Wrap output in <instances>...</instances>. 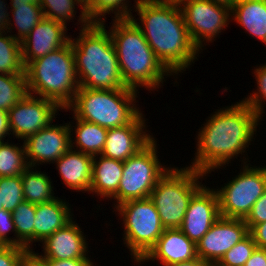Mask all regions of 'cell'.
<instances>
[{
  "mask_svg": "<svg viewBox=\"0 0 266 266\" xmlns=\"http://www.w3.org/2000/svg\"><path fill=\"white\" fill-rule=\"evenodd\" d=\"M214 113L199 128L195 157L192 165L187 166L207 176L222 166L224 168L239 154L244 155L241 164L250 162L244 153H247L251 141L255 140L254 135L262 121L242 100Z\"/></svg>",
  "mask_w": 266,
  "mask_h": 266,
  "instance_id": "cell-1",
  "label": "cell"
},
{
  "mask_svg": "<svg viewBox=\"0 0 266 266\" xmlns=\"http://www.w3.org/2000/svg\"><path fill=\"white\" fill-rule=\"evenodd\" d=\"M134 1L139 18L132 15L130 19L142 31L156 57L173 76L189 69L201 52L191 41L180 6L154 0Z\"/></svg>",
  "mask_w": 266,
  "mask_h": 266,
  "instance_id": "cell-2",
  "label": "cell"
},
{
  "mask_svg": "<svg viewBox=\"0 0 266 266\" xmlns=\"http://www.w3.org/2000/svg\"><path fill=\"white\" fill-rule=\"evenodd\" d=\"M112 20L108 31L125 86L136 91L139 87L157 90L166 82L165 78L173 74L156 57L142 31L130 18Z\"/></svg>",
  "mask_w": 266,
  "mask_h": 266,
  "instance_id": "cell-3",
  "label": "cell"
},
{
  "mask_svg": "<svg viewBox=\"0 0 266 266\" xmlns=\"http://www.w3.org/2000/svg\"><path fill=\"white\" fill-rule=\"evenodd\" d=\"M105 23H91L71 37L79 87L107 90L125 86L116 51Z\"/></svg>",
  "mask_w": 266,
  "mask_h": 266,
  "instance_id": "cell-4",
  "label": "cell"
},
{
  "mask_svg": "<svg viewBox=\"0 0 266 266\" xmlns=\"http://www.w3.org/2000/svg\"><path fill=\"white\" fill-rule=\"evenodd\" d=\"M26 92L66 109L79 90L72 41L25 67Z\"/></svg>",
  "mask_w": 266,
  "mask_h": 266,
  "instance_id": "cell-5",
  "label": "cell"
},
{
  "mask_svg": "<svg viewBox=\"0 0 266 266\" xmlns=\"http://www.w3.org/2000/svg\"><path fill=\"white\" fill-rule=\"evenodd\" d=\"M139 92L131 88L89 89L79 87L72 103L64 109L74 118L115 128L129 125L142 111L136 105Z\"/></svg>",
  "mask_w": 266,
  "mask_h": 266,
  "instance_id": "cell-6",
  "label": "cell"
},
{
  "mask_svg": "<svg viewBox=\"0 0 266 266\" xmlns=\"http://www.w3.org/2000/svg\"><path fill=\"white\" fill-rule=\"evenodd\" d=\"M206 174L193 168L170 167L150 194L164 228H179L192 196L203 186ZM201 180V182L199 181Z\"/></svg>",
  "mask_w": 266,
  "mask_h": 266,
  "instance_id": "cell-7",
  "label": "cell"
},
{
  "mask_svg": "<svg viewBox=\"0 0 266 266\" xmlns=\"http://www.w3.org/2000/svg\"><path fill=\"white\" fill-rule=\"evenodd\" d=\"M114 211L121 216V224H124L123 242L130 251L133 263L137 264L165 230L159 213L149 197L126 201Z\"/></svg>",
  "mask_w": 266,
  "mask_h": 266,
  "instance_id": "cell-8",
  "label": "cell"
},
{
  "mask_svg": "<svg viewBox=\"0 0 266 266\" xmlns=\"http://www.w3.org/2000/svg\"><path fill=\"white\" fill-rule=\"evenodd\" d=\"M157 148V141L153 137L136 154L123 162L118 191L111 197L116 200L114 208L126 201L150 197L157 181L170 169L159 161Z\"/></svg>",
  "mask_w": 266,
  "mask_h": 266,
  "instance_id": "cell-9",
  "label": "cell"
},
{
  "mask_svg": "<svg viewBox=\"0 0 266 266\" xmlns=\"http://www.w3.org/2000/svg\"><path fill=\"white\" fill-rule=\"evenodd\" d=\"M251 166L241 165L240 173L216 190L222 217L245 219L266 190V165Z\"/></svg>",
  "mask_w": 266,
  "mask_h": 266,
  "instance_id": "cell-10",
  "label": "cell"
},
{
  "mask_svg": "<svg viewBox=\"0 0 266 266\" xmlns=\"http://www.w3.org/2000/svg\"><path fill=\"white\" fill-rule=\"evenodd\" d=\"M180 8L191 41L199 51L207 42L215 41L231 22V10L209 0H187Z\"/></svg>",
  "mask_w": 266,
  "mask_h": 266,
  "instance_id": "cell-11",
  "label": "cell"
},
{
  "mask_svg": "<svg viewBox=\"0 0 266 266\" xmlns=\"http://www.w3.org/2000/svg\"><path fill=\"white\" fill-rule=\"evenodd\" d=\"M60 109L51 100L26 93L7 112L10 135L24 141L30 135L53 123Z\"/></svg>",
  "mask_w": 266,
  "mask_h": 266,
  "instance_id": "cell-12",
  "label": "cell"
},
{
  "mask_svg": "<svg viewBox=\"0 0 266 266\" xmlns=\"http://www.w3.org/2000/svg\"><path fill=\"white\" fill-rule=\"evenodd\" d=\"M248 234L244 219L221 216L196 244L197 257L215 266L226 252Z\"/></svg>",
  "mask_w": 266,
  "mask_h": 266,
  "instance_id": "cell-13",
  "label": "cell"
},
{
  "mask_svg": "<svg viewBox=\"0 0 266 266\" xmlns=\"http://www.w3.org/2000/svg\"><path fill=\"white\" fill-rule=\"evenodd\" d=\"M27 162L30 167L56 162L71 148L69 123L50 124L30 135L24 141Z\"/></svg>",
  "mask_w": 266,
  "mask_h": 266,
  "instance_id": "cell-14",
  "label": "cell"
},
{
  "mask_svg": "<svg viewBox=\"0 0 266 266\" xmlns=\"http://www.w3.org/2000/svg\"><path fill=\"white\" fill-rule=\"evenodd\" d=\"M220 217L216 189L203 185L190 199L179 229L197 244Z\"/></svg>",
  "mask_w": 266,
  "mask_h": 266,
  "instance_id": "cell-15",
  "label": "cell"
},
{
  "mask_svg": "<svg viewBox=\"0 0 266 266\" xmlns=\"http://www.w3.org/2000/svg\"><path fill=\"white\" fill-rule=\"evenodd\" d=\"M143 115L141 112L129 125L109 128L101 155L124 162L143 148L154 137L146 133Z\"/></svg>",
  "mask_w": 266,
  "mask_h": 266,
  "instance_id": "cell-16",
  "label": "cell"
},
{
  "mask_svg": "<svg viewBox=\"0 0 266 266\" xmlns=\"http://www.w3.org/2000/svg\"><path fill=\"white\" fill-rule=\"evenodd\" d=\"M67 30V25L44 17L21 41L24 67L66 45L71 40V36L66 34Z\"/></svg>",
  "mask_w": 266,
  "mask_h": 266,
  "instance_id": "cell-17",
  "label": "cell"
},
{
  "mask_svg": "<svg viewBox=\"0 0 266 266\" xmlns=\"http://www.w3.org/2000/svg\"><path fill=\"white\" fill-rule=\"evenodd\" d=\"M71 220L62 229L55 231L43 242V254L32 251L39 259H75L89 258L88 241L78 223Z\"/></svg>",
  "mask_w": 266,
  "mask_h": 266,
  "instance_id": "cell-18",
  "label": "cell"
},
{
  "mask_svg": "<svg viewBox=\"0 0 266 266\" xmlns=\"http://www.w3.org/2000/svg\"><path fill=\"white\" fill-rule=\"evenodd\" d=\"M197 258L196 244L179 228H166L150 251L137 263L158 261L163 266Z\"/></svg>",
  "mask_w": 266,
  "mask_h": 266,
  "instance_id": "cell-19",
  "label": "cell"
},
{
  "mask_svg": "<svg viewBox=\"0 0 266 266\" xmlns=\"http://www.w3.org/2000/svg\"><path fill=\"white\" fill-rule=\"evenodd\" d=\"M54 163L67 188L90 192L93 156L70 148Z\"/></svg>",
  "mask_w": 266,
  "mask_h": 266,
  "instance_id": "cell-20",
  "label": "cell"
},
{
  "mask_svg": "<svg viewBox=\"0 0 266 266\" xmlns=\"http://www.w3.org/2000/svg\"><path fill=\"white\" fill-rule=\"evenodd\" d=\"M69 205L68 202L58 197L52 201L36 205L34 242H43L73 219Z\"/></svg>",
  "mask_w": 266,
  "mask_h": 266,
  "instance_id": "cell-21",
  "label": "cell"
},
{
  "mask_svg": "<svg viewBox=\"0 0 266 266\" xmlns=\"http://www.w3.org/2000/svg\"><path fill=\"white\" fill-rule=\"evenodd\" d=\"M6 0H0V26L6 31L11 33L12 29H18L17 35L12 36L18 41H22L29 32L44 18L42 7L38 4H16L11 6V11L6 7L4 2ZM10 13H12L13 19H11ZM13 21V23L11 22ZM15 22V23H14ZM8 29V30H7Z\"/></svg>",
  "mask_w": 266,
  "mask_h": 266,
  "instance_id": "cell-22",
  "label": "cell"
},
{
  "mask_svg": "<svg viewBox=\"0 0 266 266\" xmlns=\"http://www.w3.org/2000/svg\"><path fill=\"white\" fill-rule=\"evenodd\" d=\"M99 156H93L90 194L94 193L97 197L111 199L118 191L123 173V162L102 155Z\"/></svg>",
  "mask_w": 266,
  "mask_h": 266,
  "instance_id": "cell-23",
  "label": "cell"
},
{
  "mask_svg": "<svg viewBox=\"0 0 266 266\" xmlns=\"http://www.w3.org/2000/svg\"><path fill=\"white\" fill-rule=\"evenodd\" d=\"M232 20L266 46V0H238L231 9Z\"/></svg>",
  "mask_w": 266,
  "mask_h": 266,
  "instance_id": "cell-24",
  "label": "cell"
},
{
  "mask_svg": "<svg viewBox=\"0 0 266 266\" xmlns=\"http://www.w3.org/2000/svg\"><path fill=\"white\" fill-rule=\"evenodd\" d=\"M73 119L76 121L75 126L70 124L72 122H69L70 131L72 133L71 148L91 156L101 155L108 129L92 122L74 118V116ZM73 133L76 138L73 136ZM74 147H76V149Z\"/></svg>",
  "mask_w": 266,
  "mask_h": 266,
  "instance_id": "cell-25",
  "label": "cell"
},
{
  "mask_svg": "<svg viewBox=\"0 0 266 266\" xmlns=\"http://www.w3.org/2000/svg\"><path fill=\"white\" fill-rule=\"evenodd\" d=\"M21 177L25 201L38 205L57 198L54 196V186L50 176L46 172L38 171L36 167L34 171V167L29 166Z\"/></svg>",
  "mask_w": 266,
  "mask_h": 266,
  "instance_id": "cell-26",
  "label": "cell"
},
{
  "mask_svg": "<svg viewBox=\"0 0 266 266\" xmlns=\"http://www.w3.org/2000/svg\"><path fill=\"white\" fill-rule=\"evenodd\" d=\"M77 4L81 7V13L77 20L79 22L78 25H81L79 28H86L92 22L88 19L84 3L81 0H40V6L42 7L44 17L61 22L65 25L68 21L70 22V20L74 19L77 13V7H75L78 6Z\"/></svg>",
  "mask_w": 266,
  "mask_h": 266,
  "instance_id": "cell-27",
  "label": "cell"
},
{
  "mask_svg": "<svg viewBox=\"0 0 266 266\" xmlns=\"http://www.w3.org/2000/svg\"><path fill=\"white\" fill-rule=\"evenodd\" d=\"M7 34L8 32L0 26V73L25 75L21 42L15 39L12 34Z\"/></svg>",
  "mask_w": 266,
  "mask_h": 266,
  "instance_id": "cell-28",
  "label": "cell"
},
{
  "mask_svg": "<svg viewBox=\"0 0 266 266\" xmlns=\"http://www.w3.org/2000/svg\"><path fill=\"white\" fill-rule=\"evenodd\" d=\"M12 215L16 228L17 247L26 248L29 252H32L36 205L24 200L17 205Z\"/></svg>",
  "mask_w": 266,
  "mask_h": 266,
  "instance_id": "cell-29",
  "label": "cell"
},
{
  "mask_svg": "<svg viewBox=\"0 0 266 266\" xmlns=\"http://www.w3.org/2000/svg\"><path fill=\"white\" fill-rule=\"evenodd\" d=\"M129 0H88L85 11L92 23H102L106 20V14H114V19H128L132 14ZM129 7V8H128ZM103 18H102V17ZM105 17V18H104Z\"/></svg>",
  "mask_w": 266,
  "mask_h": 266,
  "instance_id": "cell-30",
  "label": "cell"
},
{
  "mask_svg": "<svg viewBox=\"0 0 266 266\" xmlns=\"http://www.w3.org/2000/svg\"><path fill=\"white\" fill-rule=\"evenodd\" d=\"M8 141L7 139V142L3 141L0 145V177L22 175L29 167L24 142L19 146L18 143L11 144Z\"/></svg>",
  "mask_w": 266,
  "mask_h": 266,
  "instance_id": "cell-31",
  "label": "cell"
},
{
  "mask_svg": "<svg viewBox=\"0 0 266 266\" xmlns=\"http://www.w3.org/2000/svg\"><path fill=\"white\" fill-rule=\"evenodd\" d=\"M26 93L25 75L0 73V110L8 112Z\"/></svg>",
  "mask_w": 266,
  "mask_h": 266,
  "instance_id": "cell-32",
  "label": "cell"
},
{
  "mask_svg": "<svg viewBox=\"0 0 266 266\" xmlns=\"http://www.w3.org/2000/svg\"><path fill=\"white\" fill-rule=\"evenodd\" d=\"M0 197L3 209L11 212L24 201L21 175L0 177Z\"/></svg>",
  "mask_w": 266,
  "mask_h": 266,
  "instance_id": "cell-33",
  "label": "cell"
},
{
  "mask_svg": "<svg viewBox=\"0 0 266 266\" xmlns=\"http://www.w3.org/2000/svg\"><path fill=\"white\" fill-rule=\"evenodd\" d=\"M256 248L257 245L249 233L244 239L226 252L215 266H244Z\"/></svg>",
  "mask_w": 266,
  "mask_h": 266,
  "instance_id": "cell-34",
  "label": "cell"
},
{
  "mask_svg": "<svg viewBox=\"0 0 266 266\" xmlns=\"http://www.w3.org/2000/svg\"><path fill=\"white\" fill-rule=\"evenodd\" d=\"M254 79L257 81V91H253V93H249L250 95L243 98L242 101L247 104L262 120L264 107L266 106V63L262 64V66H256L254 68Z\"/></svg>",
  "mask_w": 266,
  "mask_h": 266,
  "instance_id": "cell-35",
  "label": "cell"
},
{
  "mask_svg": "<svg viewBox=\"0 0 266 266\" xmlns=\"http://www.w3.org/2000/svg\"><path fill=\"white\" fill-rule=\"evenodd\" d=\"M10 232H14V236L11 238ZM9 236V237H8ZM0 243L2 246H16L17 247V236L16 228L13 220L11 211L0 210Z\"/></svg>",
  "mask_w": 266,
  "mask_h": 266,
  "instance_id": "cell-36",
  "label": "cell"
},
{
  "mask_svg": "<svg viewBox=\"0 0 266 266\" xmlns=\"http://www.w3.org/2000/svg\"><path fill=\"white\" fill-rule=\"evenodd\" d=\"M29 251L16 246L0 247V266H22Z\"/></svg>",
  "mask_w": 266,
  "mask_h": 266,
  "instance_id": "cell-37",
  "label": "cell"
},
{
  "mask_svg": "<svg viewBox=\"0 0 266 266\" xmlns=\"http://www.w3.org/2000/svg\"><path fill=\"white\" fill-rule=\"evenodd\" d=\"M249 231L259 223L266 222V190L263 195L254 203L250 213L244 219Z\"/></svg>",
  "mask_w": 266,
  "mask_h": 266,
  "instance_id": "cell-38",
  "label": "cell"
},
{
  "mask_svg": "<svg viewBox=\"0 0 266 266\" xmlns=\"http://www.w3.org/2000/svg\"><path fill=\"white\" fill-rule=\"evenodd\" d=\"M48 266H95L90 258H75V259H41Z\"/></svg>",
  "mask_w": 266,
  "mask_h": 266,
  "instance_id": "cell-39",
  "label": "cell"
},
{
  "mask_svg": "<svg viewBox=\"0 0 266 266\" xmlns=\"http://www.w3.org/2000/svg\"><path fill=\"white\" fill-rule=\"evenodd\" d=\"M249 233L252 235L257 248L266 249V222L256 224Z\"/></svg>",
  "mask_w": 266,
  "mask_h": 266,
  "instance_id": "cell-40",
  "label": "cell"
},
{
  "mask_svg": "<svg viewBox=\"0 0 266 266\" xmlns=\"http://www.w3.org/2000/svg\"><path fill=\"white\" fill-rule=\"evenodd\" d=\"M244 266H266L265 249L256 248L251 257L246 261Z\"/></svg>",
  "mask_w": 266,
  "mask_h": 266,
  "instance_id": "cell-41",
  "label": "cell"
},
{
  "mask_svg": "<svg viewBox=\"0 0 266 266\" xmlns=\"http://www.w3.org/2000/svg\"><path fill=\"white\" fill-rule=\"evenodd\" d=\"M7 135L10 137L8 113L0 110V139H5Z\"/></svg>",
  "mask_w": 266,
  "mask_h": 266,
  "instance_id": "cell-42",
  "label": "cell"
},
{
  "mask_svg": "<svg viewBox=\"0 0 266 266\" xmlns=\"http://www.w3.org/2000/svg\"><path fill=\"white\" fill-rule=\"evenodd\" d=\"M22 266H48L44 261L39 259L33 252H29L25 257Z\"/></svg>",
  "mask_w": 266,
  "mask_h": 266,
  "instance_id": "cell-43",
  "label": "cell"
},
{
  "mask_svg": "<svg viewBox=\"0 0 266 266\" xmlns=\"http://www.w3.org/2000/svg\"><path fill=\"white\" fill-rule=\"evenodd\" d=\"M169 266H210V265L206 263L205 261L201 260L199 257H197L190 261L179 262V263H175Z\"/></svg>",
  "mask_w": 266,
  "mask_h": 266,
  "instance_id": "cell-44",
  "label": "cell"
},
{
  "mask_svg": "<svg viewBox=\"0 0 266 266\" xmlns=\"http://www.w3.org/2000/svg\"><path fill=\"white\" fill-rule=\"evenodd\" d=\"M209 1L228 7L231 10L238 0H209Z\"/></svg>",
  "mask_w": 266,
  "mask_h": 266,
  "instance_id": "cell-45",
  "label": "cell"
},
{
  "mask_svg": "<svg viewBox=\"0 0 266 266\" xmlns=\"http://www.w3.org/2000/svg\"><path fill=\"white\" fill-rule=\"evenodd\" d=\"M11 6H16V4H38L40 5V0H11Z\"/></svg>",
  "mask_w": 266,
  "mask_h": 266,
  "instance_id": "cell-46",
  "label": "cell"
},
{
  "mask_svg": "<svg viewBox=\"0 0 266 266\" xmlns=\"http://www.w3.org/2000/svg\"><path fill=\"white\" fill-rule=\"evenodd\" d=\"M154 1L162 3V4H170V5L181 6L187 0H154Z\"/></svg>",
  "mask_w": 266,
  "mask_h": 266,
  "instance_id": "cell-47",
  "label": "cell"
},
{
  "mask_svg": "<svg viewBox=\"0 0 266 266\" xmlns=\"http://www.w3.org/2000/svg\"><path fill=\"white\" fill-rule=\"evenodd\" d=\"M0 210H3V206L1 205V197H0Z\"/></svg>",
  "mask_w": 266,
  "mask_h": 266,
  "instance_id": "cell-48",
  "label": "cell"
},
{
  "mask_svg": "<svg viewBox=\"0 0 266 266\" xmlns=\"http://www.w3.org/2000/svg\"><path fill=\"white\" fill-rule=\"evenodd\" d=\"M84 4L88 1V0H81Z\"/></svg>",
  "mask_w": 266,
  "mask_h": 266,
  "instance_id": "cell-49",
  "label": "cell"
}]
</instances>
